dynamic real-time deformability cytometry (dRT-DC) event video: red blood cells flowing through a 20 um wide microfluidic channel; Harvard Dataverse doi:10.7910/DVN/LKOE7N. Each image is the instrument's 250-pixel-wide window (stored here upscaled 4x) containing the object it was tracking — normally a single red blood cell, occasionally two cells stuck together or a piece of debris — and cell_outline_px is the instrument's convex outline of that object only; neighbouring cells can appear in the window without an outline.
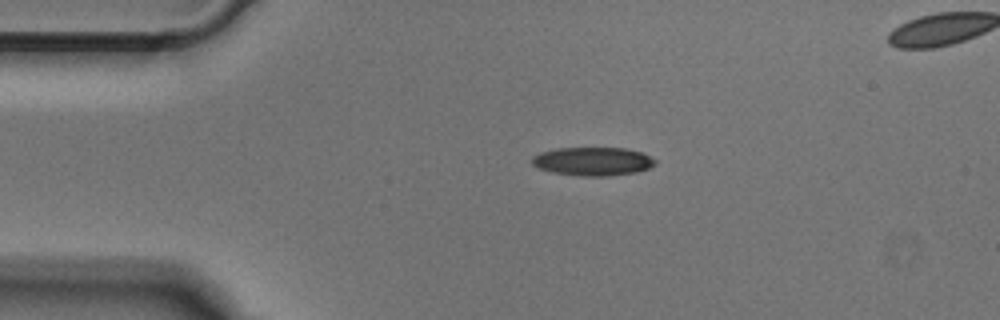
{"species": "Egyptian fruit bat (a non-hibernating species)", "species_latin": "Rousettus aegyptiacus", "temperature_condition": "cold", "stored_images_in_passage": 40, "camera_frame_rate_fps": 3000, "um_per_image_px": 0.085, "animal": {"sex": "male"}, "frame": {"image": 1, "passage_image": 1, "time_ms": 0.0, "image_size_px": [1000, 320], "cell_outline_px": [[656, 164], [648, 168], [636, 172], [608, 176], [580, 176], [552, 172], [540, 168], [532, 164], [532, 156], [540, 152], [556, 148], [624, 148], [644, 152], [656, 160]], "centroid_in_image_um": [50.4, 13.71], "position_along_channel_um": 34.6, "area_um2": 20.52}}
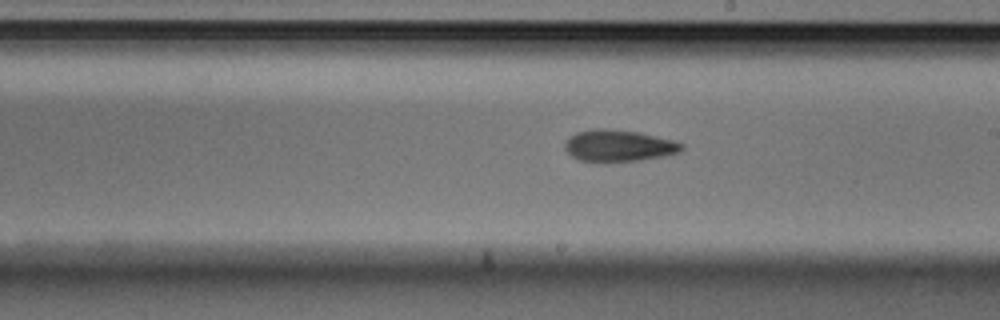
{"frame": {"image": 2, "passage_image": 19, "time_ms": 6.0, "image_size_px": [1000, 320], "cell_outline_px": [[684, 148], [680, 152], [664, 156], [640, 160], [580, 160], [572, 156], [564, 148], [564, 144], [576, 132], [596, 128], [604, 128], [640, 132], [672, 140], [684, 144]], "centroid_in_image_um": [52.63, 12.36], "position_along_channel_um": 236.4, "area_um2": 21.1}}
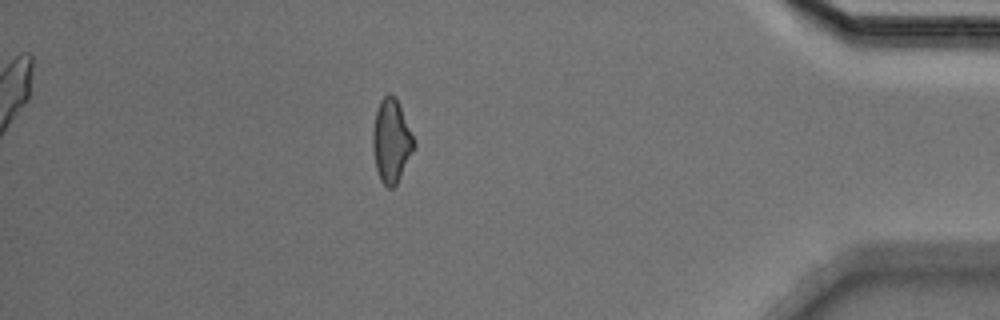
{"frame": {"image": 3, "passage_image": 35, "time_ms": 11.333, "image_size_px": [1000, 320], "cell_outline_px": [[416, 144], [396, 184], [392, 188], [388, 188], [380, 180], [376, 168], [372, 148], [372, 132], [376, 112], [380, 100], [388, 92], [396, 96], [416, 140]], "centroid_in_image_um": [33.26, 11.93], "position_along_channel_um": 401.9, "area_um2": 20.11}}